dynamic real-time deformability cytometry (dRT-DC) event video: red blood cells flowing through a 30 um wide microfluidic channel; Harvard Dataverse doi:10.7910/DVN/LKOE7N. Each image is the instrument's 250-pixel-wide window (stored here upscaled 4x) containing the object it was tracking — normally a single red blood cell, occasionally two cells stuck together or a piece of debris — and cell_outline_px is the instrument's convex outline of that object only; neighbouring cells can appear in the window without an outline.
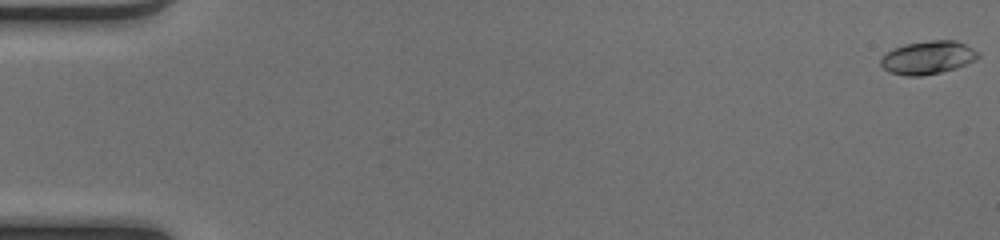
{"species": "common noctule bat (a hibernating species)", "species_latin": "Nyctalus noctula", "temperature_condition": "cold", "stored_images_in_passage": 51, "camera_frame_rate_fps": 3000, "um_per_image_px": 0.085, "animal": {"sex": "female", "body_mass_g": 17.0, "forearm_length_mm": 48.0}, "frame": {"image": 1, "passage_image": 1, "time_ms": 0.0, "image_size_px": [1000, 240], "cell_outline_px": [[980, 56], [976, 60], [956, 68], [940, 72], [920, 76], [908, 76], [888, 72], [880, 64], [880, 60], [892, 48], [904, 44], [932, 40], [956, 40], [980, 52]], "centroid_in_image_um": [78.88, 4.89], "position_along_channel_um": 6.1, "area_um2": 18.84}}
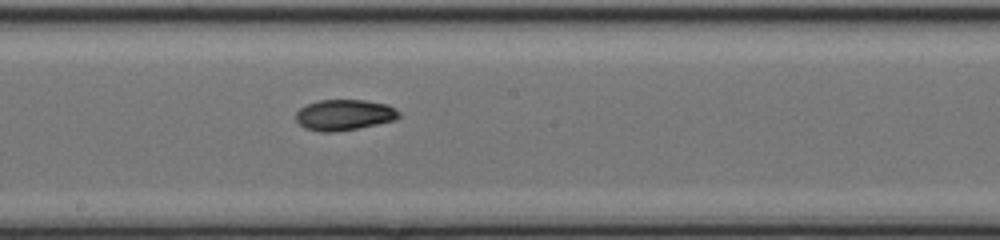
{"frame": {"image": 2, "passage_image": 29, "time_ms": 9.333, "image_size_px": [1000, 240], "cell_outline_px": [[400, 116], [396, 120], [356, 128], [332, 132], [320, 132], [304, 128], [296, 120], [296, 112], [300, 108], [308, 104], [320, 100], [364, 100], [388, 104], [400, 112]], "centroid_in_image_um": [29.26, 9.76], "position_along_channel_um": 218.9, "area_um2": 18.44}}
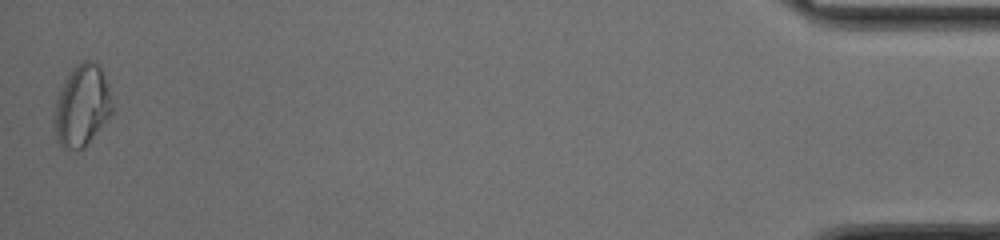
{"frame": {"image": 3, "passage_image": 51, "time_ms": 16.667, "image_size_px": [1000, 240], "cell_outline_px": [[112, 112], [84, 148], [64, 148], [56, 140], [52, 124], [56, 92], [72, 68], [76, 64], [84, 60], [92, 60], [100, 64], [108, 84], [112, 104]], "centroid_in_image_um": [6.91, 8.94], "position_along_channel_um": 428.3, "area_um2": 27.92}, "authors_computed_cell_mechanics": {"area_um2": 18.4382, "velocity_mm_per_s": 4.1276, "shape_relaxation_time_tau1_ms": null, "shape_relaxation_time_tau2_ms": 5.0972, "deformation_change_tau1": null, "deformation_change_tau2": 0.0875}}